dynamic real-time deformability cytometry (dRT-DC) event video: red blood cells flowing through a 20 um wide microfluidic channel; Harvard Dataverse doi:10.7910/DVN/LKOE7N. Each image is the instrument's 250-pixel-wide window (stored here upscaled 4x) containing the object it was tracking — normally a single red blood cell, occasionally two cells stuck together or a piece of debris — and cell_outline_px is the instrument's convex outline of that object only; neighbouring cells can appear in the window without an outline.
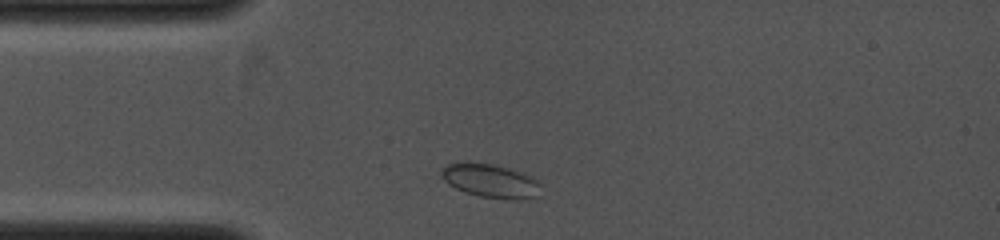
{"species": "common noctule bat (a hibernating species)", "species_latin": "Nyctalus noctula", "temperature_condition": "cold", "stored_images_in_passage": 9, "camera_frame_rate_fps": 4000, "um_per_image_px": 0.085, "animal": {"sex": "female", "body_mass_g": 19.0, "forearm_length_mm": 53.3}, "frame": {"image": 1, "passage_image": 1, "time_ms": 0.0, "image_size_px": [1000, 240], "cell_outline_px": [[536, 196], [520, 200], [512, 200], [480, 196], [464, 192], [448, 184], [440, 176], [440, 172], [448, 164], [492, 164], [520, 172], [536, 180]], "centroid_in_image_um": [41.63, 15.4], "position_along_channel_um": 43.4, "area_um2": 18.61}}
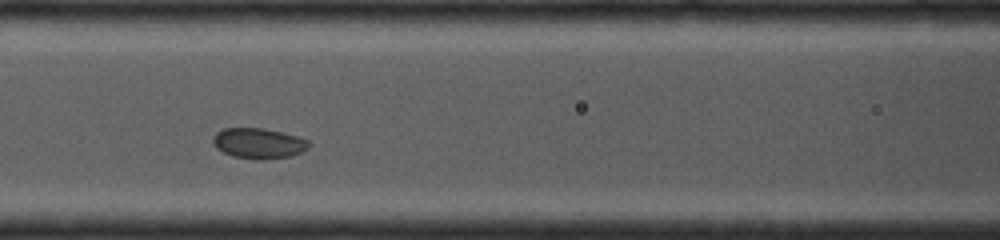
{"frame": {"image": 2, "passage_image": 6, "time_ms": 2.25, "image_size_px": [1000, 240], "cell_outline_px": [[308, 148], [300, 152], [288, 156], [260, 160], [232, 156], [216, 148], [212, 144], [212, 140], [216, 132], [224, 128], [264, 128], [296, 136], [308, 140]], "centroid_in_image_um": [21.92, 12.17], "position_along_channel_um": 144.7, "area_um2": 16.82}}
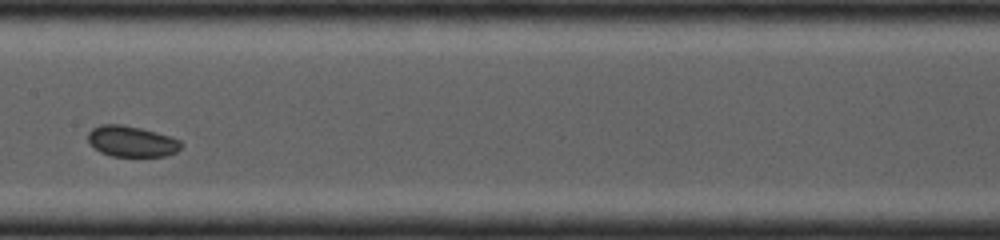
{"frame": {"image": 3, "passage_image": 8, "time_ms": 3.25, "image_size_px": [1000, 240], "cell_outline_px": [[184, 144], [176, 152], [164, 156], [112, 156], [100, 152], [88, 140], [88, 132], [92, 128], [100, 124], [120, 124], [140, 128], [156, 132], [180, 140]], "centroid_in_image_um": [11.19, 12.01], "position_along_channel_um": 196.2, "area_um2": 16.65}}